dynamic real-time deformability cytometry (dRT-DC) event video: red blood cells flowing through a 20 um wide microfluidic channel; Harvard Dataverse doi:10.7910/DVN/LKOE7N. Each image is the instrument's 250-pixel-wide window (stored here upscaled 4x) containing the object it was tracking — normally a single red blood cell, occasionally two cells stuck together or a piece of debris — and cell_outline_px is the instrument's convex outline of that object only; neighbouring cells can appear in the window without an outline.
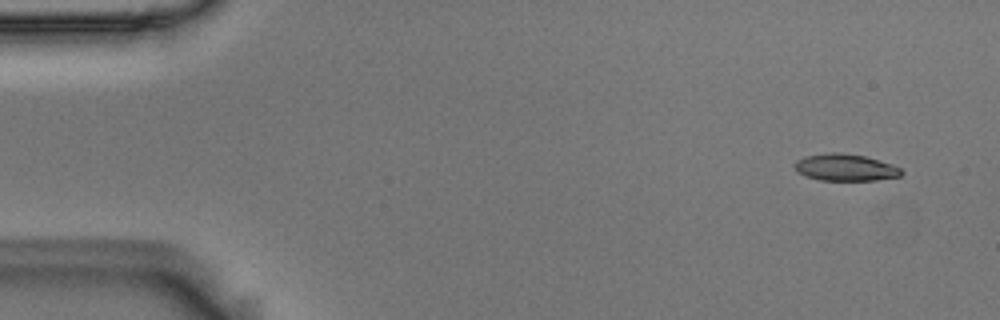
{"species": "Egyptian fruit bat (a non-hibernating species)", "species_latin": "Rousettus aegyptiacus", "temperature_condition": "room temperature", "stored_images_in_passage": 5, "camera_frame_rate_fps": 3000, "um_per_image_px": 0.085, "animal": {"sex": "male"}, "frame": {"image": 1, "passage_image": 1, "time_ms": 0.0, "image_size_px": [1000, 320], "cell_outline_px": [[904, 172], [900, 176], [876, 180], [820, 180], [808, 176], [800, 172], [792, 164], [796, 160], [804, 156], [832, 152], [840, 152], [864, 156], [892, 164], [900, 168]], "centroid_in_image_um": [71.86, 14.22], "position_along_channel_um": 13.1, "area_um2": 16.59}}
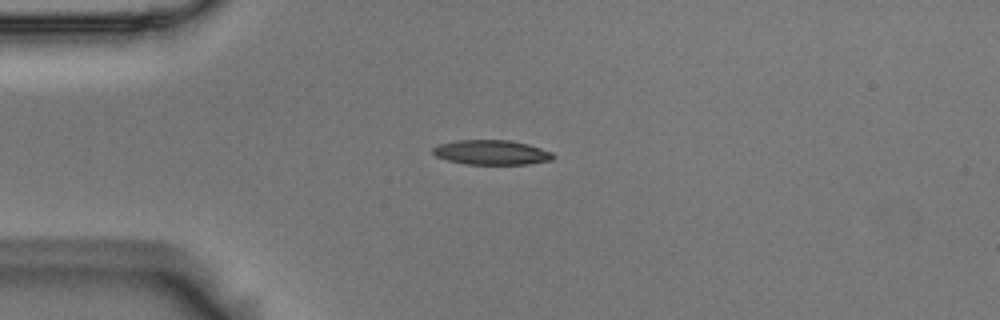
{"frame": {"image": 2, "passage_image": 4, "time_ms": 1.0, "image_size_px": [1000, 320], "cell_outline_px": [[556, 156], [552, 160], [528, 164], [464, 164], [448, 160], [436, 156], [432, 152], [432, 148], [436, 144], [456, 140], [508, 140], [528, 144], [552, 152]], "centroid_in_image_um": [41.76, 12.95], "position_along_channel_um": 43.2, "area_um2": 17.4}}